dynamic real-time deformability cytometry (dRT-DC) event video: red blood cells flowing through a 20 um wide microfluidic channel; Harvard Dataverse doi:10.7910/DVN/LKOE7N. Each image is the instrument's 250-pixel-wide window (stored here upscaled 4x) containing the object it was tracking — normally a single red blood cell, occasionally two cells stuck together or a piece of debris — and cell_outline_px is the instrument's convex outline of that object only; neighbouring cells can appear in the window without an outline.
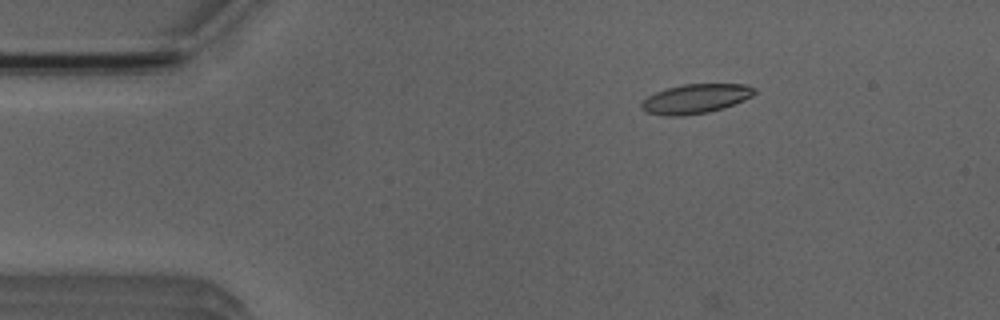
{"species": "Egyptian fruit bat (a non-hibernating species)", "species_latin": "Rousettus aegyptiacus", "temperature_condition": "room temperature", "stored_images_in_passage": 4, "camera_frame_rate_fps": 3000, "um_per_image_px": 0.085, "animal": {"sex": "male"}, "frame": {"image": 1, "passage_image": 3, "time_ms": 2.333, "image_size_px": [1000, 320], "cell_outline_px": [[756, 92], [752, 96], [744, 100], [724, 108], [708, 112], [680, 116], [668, 116], [648, 112], [640, 108], [640, 104], [648, 96], [656, 92], [668, 88], [684, 84], [744, 84], [756, 88]], "centroid_in_image_um": [59.15, 8.39], "position_along_channel_um": 25.9, "area_um2": 19.25}}